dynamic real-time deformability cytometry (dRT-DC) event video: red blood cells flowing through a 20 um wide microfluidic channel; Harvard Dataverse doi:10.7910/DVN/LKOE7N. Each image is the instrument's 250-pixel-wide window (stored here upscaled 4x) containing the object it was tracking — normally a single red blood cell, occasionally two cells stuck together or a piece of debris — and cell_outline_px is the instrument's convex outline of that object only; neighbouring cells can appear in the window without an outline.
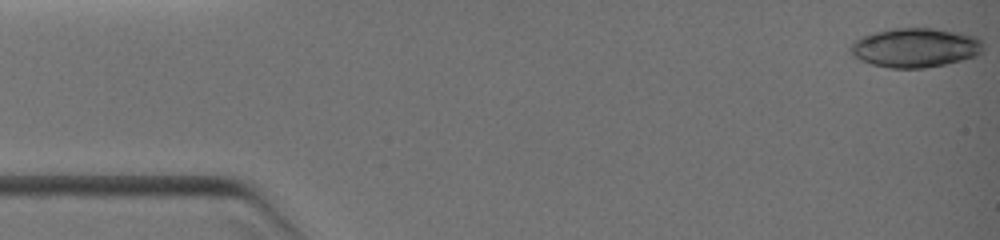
{"species": "common noctule bat (a hibernating species)", "species_latin": "Nyctalus noctula", "temperature_condition": "warm", "stored_images_in_passage": 22, "camera_frame_rate_fps": 3000, "um_per_image_px": 0.085, "animal": {"sex": "female", "body_mass_g": 19.0, "forearm_length_mm": 51.5}, "frame": {"image": 1, "passage_image": 1, "time_ms": 0.0, "image_size_px": [1000, 240], "cell_outline_px": [[984, 48], [976, 56], [944, 64], [924, 68], [888, 68], [872, 64], [860, 60], [852, 56], [848, 52], [848, 48], [852, 40], [860, 36], [892, 28], [932, 28], [960, 32], [976, 36], [984, 44]], "centroid_in_image_um": [77.74, 4.04], "position_along_channel_um": 7.3, "area_um2": 30.75}}
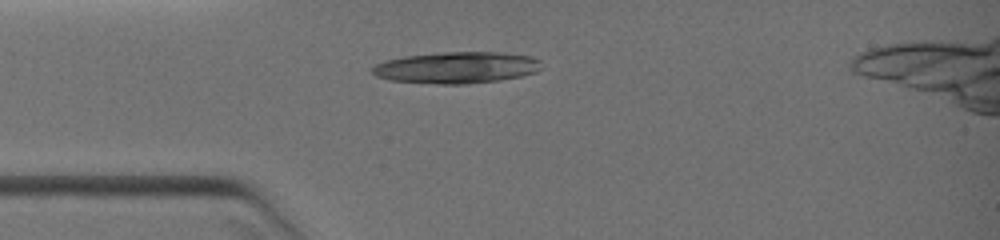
{"frame": {"image": 2, "passage_image": 16, "time_ms": 3.333, "image_size_px": [1000, 240], "cell_outline_px": [[540, 68], [536, 72], [520, 76], [500, 80], [468, 84], [436, 84], [388, 80], [376, 76], [372, 72], [372, 68], [376, 64], [384, 60], [404, 56], [444, 52], [500, 52], [532, 56], [540, 60]], "centroid_in_image_um": [38.8, 5.74], "position_along_channel_um": 46.2, "area_um2": 31.21}}